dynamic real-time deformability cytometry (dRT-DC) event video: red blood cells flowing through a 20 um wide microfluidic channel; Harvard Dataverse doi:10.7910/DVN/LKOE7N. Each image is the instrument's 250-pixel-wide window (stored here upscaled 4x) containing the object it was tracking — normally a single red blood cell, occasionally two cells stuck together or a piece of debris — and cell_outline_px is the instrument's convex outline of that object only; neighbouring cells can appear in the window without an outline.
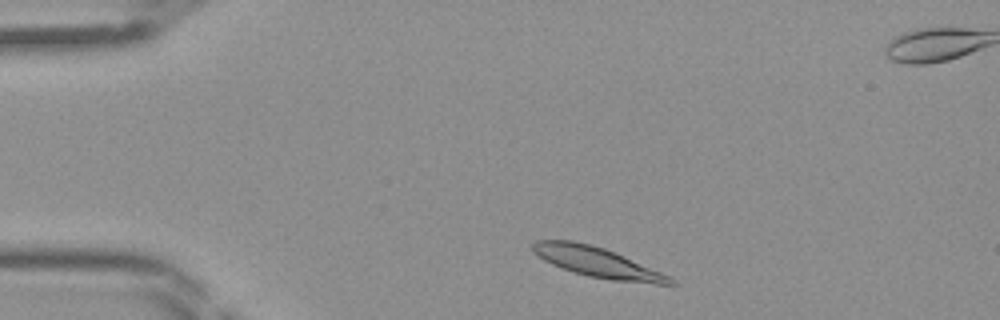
{"species": "Egyptian fruit bat (a non-hibernating species)", "species_latin": "Rousettus aegyptiacus", "temperature_condition": "room temperature", "stored_images_in_passage": 40, "camera_frame_rate_fps": 3000, "um_per_image_px": 0.085, "frame": {"image": 1, "passage_image": 2, "time_ms": 0.333, "image_size_px": [1000, 320], "cell_outline_px": [[680, 284], [656, 284], [612, 280], [588, 276], [572, 272], [552, 264], [544, 260], [532, 252], [532, 244], [536, 240], [572, 240], [592, 244], [604, 248], [624, 256], [660, 272], [676, 280]], "centroid_in_image_um": [50.74, 22.28], "position_along_channel_um": 34.3, "area_um2": 23.99}}
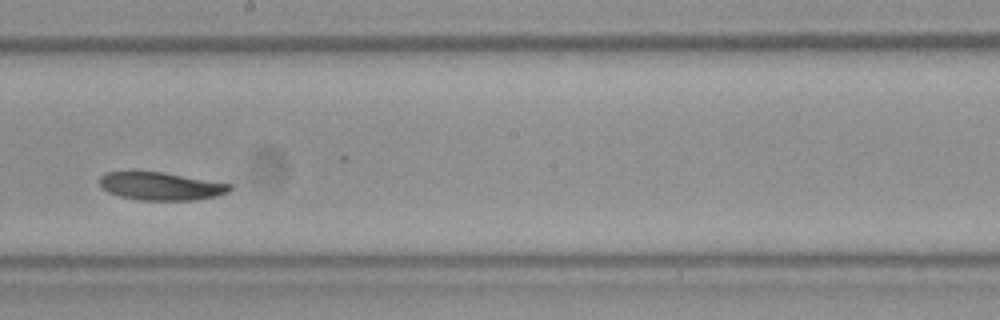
{"frame": {"image": 2, "passage_image": 19, "time_ms": 6.0, "image_size_px": [1000, 320], "cell_outline_px": [[232, 188], [228, 192], [216, 196], [196, 200], [140, 200], [120, 196], [108, 192], [100, 188], [100, 176], [104, 172], [160, 172], [232, 184]], "centroid_in_image_um": [13.65, 15.83], "position_along_channel_um": 234.5, "area_um2": 21.04}}
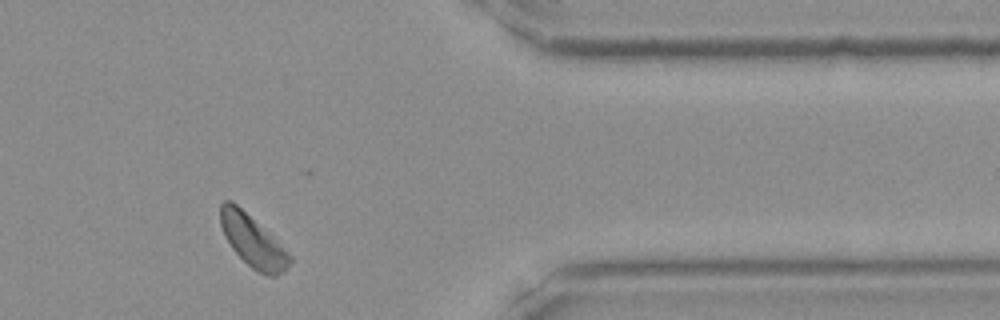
{"frame": {"image": 3, "passage_image": 31, "time_ms": 10.0, "image_size_px": [1000, 320], "cell_outline_px": [[292, 260], [288, 268], [284, 272], [276, 276], [268, 276], [256, 272], [232, 248], [220, 224], [220, 204], [224, 200], [232, 200], [292, 256]], "centroid_in_image_um": [21.49, 20.52], "position_along_channel_um": 389.9, "area_um2": 20.29}}